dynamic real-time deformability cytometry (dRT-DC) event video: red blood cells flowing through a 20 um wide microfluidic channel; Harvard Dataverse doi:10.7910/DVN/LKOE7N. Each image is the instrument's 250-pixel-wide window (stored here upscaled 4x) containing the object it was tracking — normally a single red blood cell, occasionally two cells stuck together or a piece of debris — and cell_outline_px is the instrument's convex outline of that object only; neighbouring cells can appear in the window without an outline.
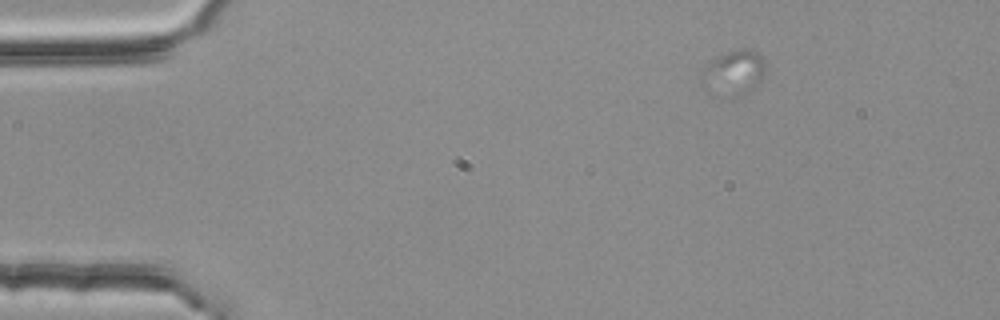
{"species": "common noctule bat (a hibernating species)", "species_latin": "Nyctalus noctula", "temperature_condition": "room temperature", "stored_images_in_passage": 4, "camera_frame_rate_fps": 3000, "um_per_image_px": 0.085, "animal": {"sex": "female", "body_mass_g": 25.1}, "frame": {"image": 1, "passage_image": 1, "time_ms": 0.0, "image_size_px": [1000, 320], "cell_outline_px": [[764, 72], [760, 80], [748, 92], [736, 96], [704, 88], [700, 84], [700, 80], [704, 68], [712, 60], [736, 48], [748, 48], [760, 52], [764, 56]], "centroid_in_image_um": [62.39, 6.11], "position_along_channel_um": 22.6, "area_um2": 16.3}}